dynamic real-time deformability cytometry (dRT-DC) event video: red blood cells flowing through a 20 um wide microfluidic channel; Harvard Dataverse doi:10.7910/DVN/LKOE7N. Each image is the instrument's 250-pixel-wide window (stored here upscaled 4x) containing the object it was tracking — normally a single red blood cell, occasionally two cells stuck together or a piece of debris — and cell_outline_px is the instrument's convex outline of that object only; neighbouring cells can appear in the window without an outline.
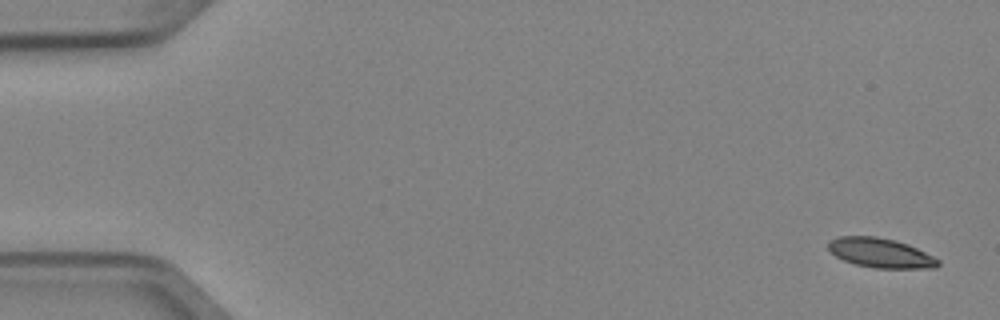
{"species": "Egyptian fruit bat (a non-hibernating species)", "species_latin": "Rousettus aegyptiacus", "temperature_condition": "cold", "stored_images_in_passage": 4, "camera_frame_rate_fps": 3000, "um_per_image_px": 0.085, "animal": {"sex": "female"}, "frame": {"image": 1, "passage_image": 1, "time_ms": 0.0, "image_size_px": [1000, 320], "cell_outline_px": [[940, 264], [936, 268], [876, 268], [856, 264], [844, 260], [836, 256], [828, 248], [828, 240], [840, 236], [876, 236], [896, 240], [908, 244], [940, 260]], "centroid_in_image_um": [74.85, 21.49], "position_along_channel_um": 10.2, "area_um2": 18.84}}
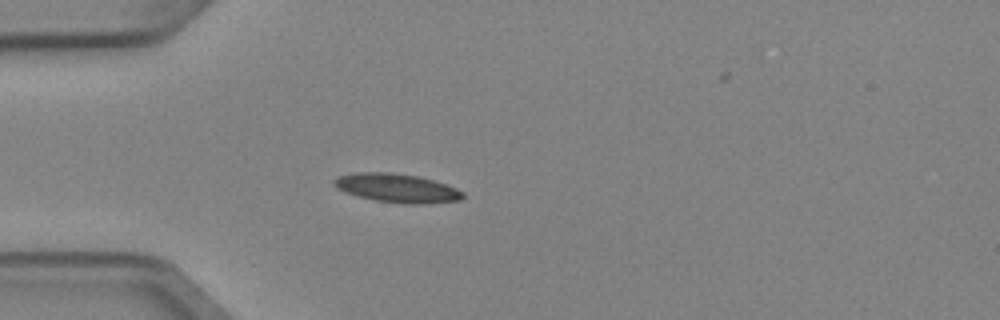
{"frame": {"image": 2, "passage_image": 4, "time_ms": 1.0, "image_size_px": [1000, 320], "cell_outline_px": [[464, 196], [460, 200], [424, 204], [408, 204], [376, 200], [344, 192], [336, 188], [332, 184], [332, 180], [336, 176], [356, 172], [392, 172], [416, 176], [432, 180], [456, 188], [464, 192]], "centroid_in_image_um": [33.69, 15.98], "position_along_channel_um": 51.3, "area_um2": 21.56}}